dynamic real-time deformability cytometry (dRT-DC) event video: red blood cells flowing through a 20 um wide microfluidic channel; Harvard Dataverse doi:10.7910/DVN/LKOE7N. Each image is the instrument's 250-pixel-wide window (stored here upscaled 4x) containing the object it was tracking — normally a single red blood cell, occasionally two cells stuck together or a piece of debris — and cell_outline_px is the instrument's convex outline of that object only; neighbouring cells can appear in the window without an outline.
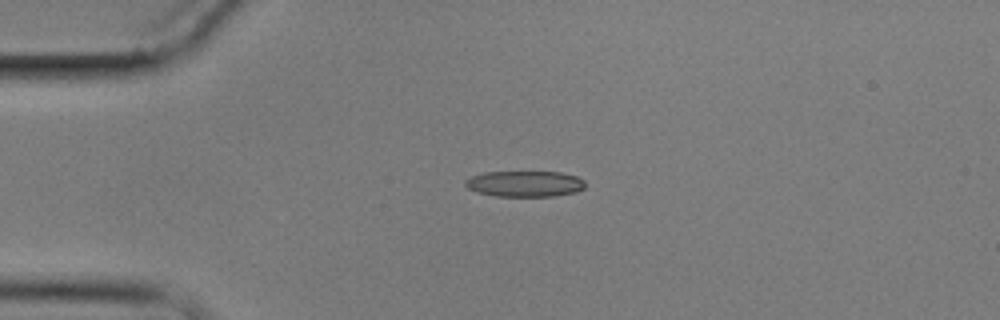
{"species": "common noctule bat (a hibernating species)", "species_latin": "Nyctalus noctula", "temperature_condition": "cold", "stored_images_in_passage": 4, "camera_frame_rate_fps": 3000, "um_per_image_px": 0.085, "animal": {"sex": "male", "body_mass_g": 17.9}, "frame": {"image": 1, "passage_image": 3, "time_ms": 3.333, "image_size_px": [1000, 320], "cell_outline_px": [[584, 188], [576, 192], [552, 196], [496, 196], [476, 192], [468, 188], [464, 184], [464, 180], [472, 176], [484, 172], [560, 172], [576, 176], [584, 180]], "centroid_in_image_um": [44.59, 15.62], "position_along_channel_um": 40.4, "area_um2": 18.09}}